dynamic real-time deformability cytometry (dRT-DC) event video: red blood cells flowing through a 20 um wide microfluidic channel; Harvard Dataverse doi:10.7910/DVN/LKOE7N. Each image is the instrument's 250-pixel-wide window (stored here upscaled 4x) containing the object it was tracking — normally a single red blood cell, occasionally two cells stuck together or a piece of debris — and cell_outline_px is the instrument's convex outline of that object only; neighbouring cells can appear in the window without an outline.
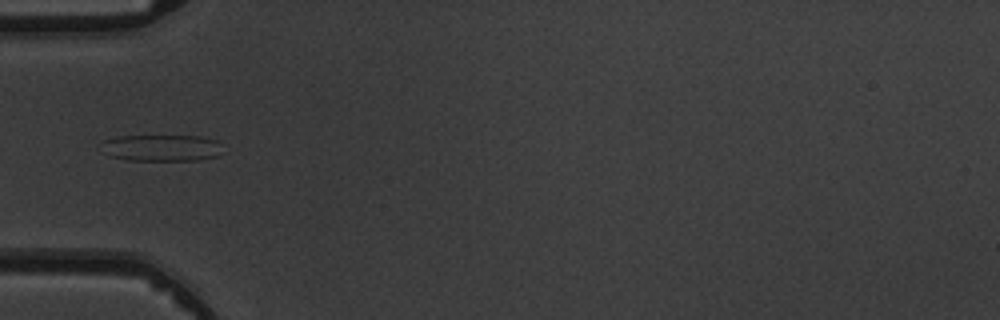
{"species": "common noctule bat (a hibernating species)", "species_latin": "Nyctalus noctula", "temperature_condition": "warm", "stored_images_in_passage": 5, "camera_frame_rate_fps": 3000, "um_per_image_px": 0.085, "animal": {"sex": "male", "body_mass_g": 19.5, "forearm_length_mm": 54.6}, "frame": {"image": 1, "passage_image": 5, "time_ms": 4.333, "image_size_px": [1000, 320], "cell_outline_px": [[216, 156], [200, 160], [128, 160], [108, 156], [104, 140], [116, 136], [200, 136], [216, 140]], "centroid_in_image_um": [13.68, 12.57], "position_along_channel_um": 71.3, "area_um2": 18.15}}